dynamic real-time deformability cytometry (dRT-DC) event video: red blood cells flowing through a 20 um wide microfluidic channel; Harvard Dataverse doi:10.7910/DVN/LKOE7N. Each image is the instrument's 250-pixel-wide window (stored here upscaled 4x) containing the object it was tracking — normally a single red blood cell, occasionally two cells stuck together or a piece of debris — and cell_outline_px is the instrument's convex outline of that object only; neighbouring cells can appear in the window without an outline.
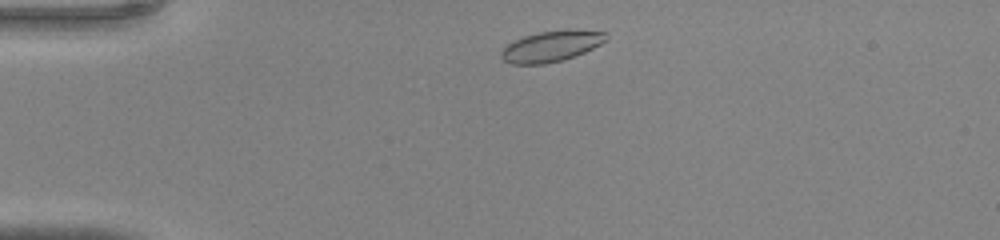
{"species": "common noctule bat (a hibernating species)", "species_latin": "Nyctalus noctula", "temperature_condition": "warm", "stored_images_in_passage": 37, "camera_frame_rate_fps": 3000, "um_per_image_px": 0.085, "animal": {"sex": "male", "body_mass_g": 20.0, "forearm_length_mm": 53.3}, "frame": {"image": 1, "passage_image": 2, "time_ms": 0.333, "image_size_px": [1000, 240], "cell_outline_px": [[608, 40], [584, 52], [560, 60], [544, 64], [512, 64], [504, 60], [500, 56], [500, 52], [508, 44], [524, 36], [540, 32], [604, 32], [608, 36]], "centroid_in_image_um": [46.79, 3.97], "position_along_channel_um": 38.2, "area_um2": 17.8}}
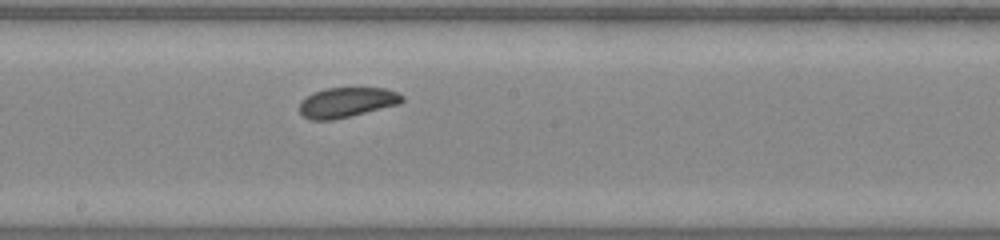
{"frame": {"image": 2, "passage_image": 17, "time_ms": 5.333, "image_size_px": [1000, 240], "cell_outline_px": [[404, 100], [400, 104], [332, 120], [308, 120], [300, 112], [300, 100], [312, 92], [324, 88], [384, 88], [396, 92], [404, 96]], "centroid_in_image_um": [29.45, 8.69], "position_along_channel_um": 218.7, "area_um2": 17.98}}
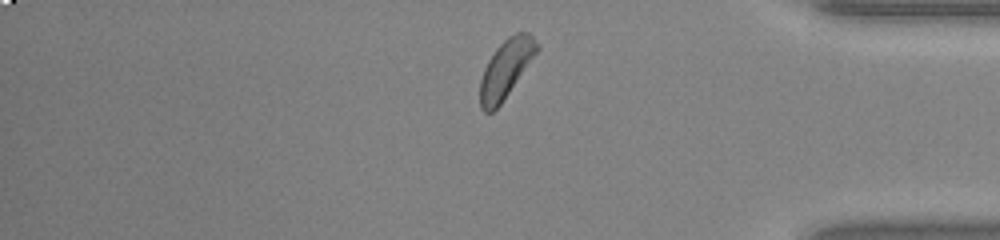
{"frame": {"image": 3, "passage_image": 30, "time_ms": 9.667, "image_size_px": [1000, 240], "cell_outline_px": [[540, 48], [500, 104], [492, 112], [484, 112], [480, 108], [480, 80], [484, 68], [488, 60], [496, 48], [508, 36], [516, 32], [528, 32], [540, 44]], "centroid_in_image_um": [43.0, 5.82], "position_along_channel_um": 392.2, "area_um2": 19.07}}